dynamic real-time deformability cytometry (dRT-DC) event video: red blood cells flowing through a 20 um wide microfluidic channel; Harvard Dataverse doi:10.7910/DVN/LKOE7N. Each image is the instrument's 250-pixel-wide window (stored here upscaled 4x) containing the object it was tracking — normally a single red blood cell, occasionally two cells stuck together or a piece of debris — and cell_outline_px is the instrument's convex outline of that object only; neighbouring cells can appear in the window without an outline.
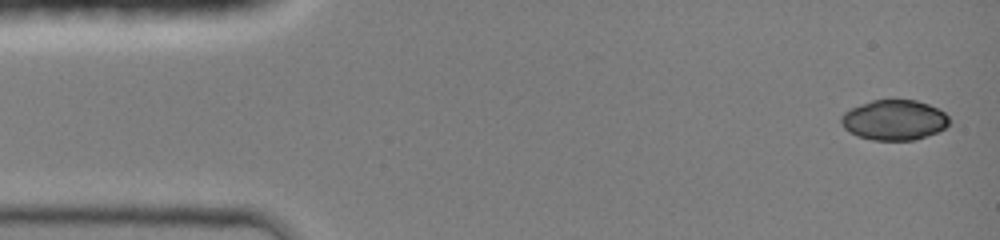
{"species": "common noctule bat (a hibernating species)", "species_latin": "Nyctalus noctula", "temperature_condition": "room temperature", "stored_images_in_passage": 6, "camera_frame_rate_fps": 3000, "um_per_image_px": 0.085, "animal": {"sex": "female", "body_mass_g": 19.0, "forearm_length_mm": 51.5}, "frame": {"image": 1, "passage_image": 1, "time_ms": 0.0, "image_size_px": [1000, 240], "cell_outline_px": [[948, 124], [944, 128], [936, 132], [916, 140], [872, 140], [856, 136], [848, 132], [844, 128], [840, 120], [840, 116], [844, 112], [860, 104], [872, 100], [892, 96], [916, 100], [928, 104], [944, 112], [948, 116]], "centroid_in_image_um": [75.96, 10.16], "position_along_channel_um": 9.0, "area_um2": 25.95}}
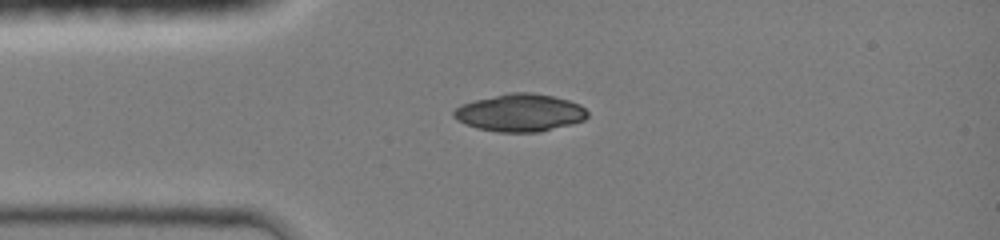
{"frame": {"image": 2, "passage_image": 5, "time_ms": 3.0, "image_size_px": [1000, 240], "cell_outline_px": [[588, 116], [584, 120], [572, 124], [540, 132], [496, 132], [476, 128], [464, 124], [456, 120], [452, 116], [452, 112], [460, 104], [508, 92], [532, 92], [552, 96], [568, 100], [580, 104], [588, 112]], "centroid_in_image_um": [44.18, 9.59], "position_along_channel_um": 40.8, "area_um2": 29.54}}